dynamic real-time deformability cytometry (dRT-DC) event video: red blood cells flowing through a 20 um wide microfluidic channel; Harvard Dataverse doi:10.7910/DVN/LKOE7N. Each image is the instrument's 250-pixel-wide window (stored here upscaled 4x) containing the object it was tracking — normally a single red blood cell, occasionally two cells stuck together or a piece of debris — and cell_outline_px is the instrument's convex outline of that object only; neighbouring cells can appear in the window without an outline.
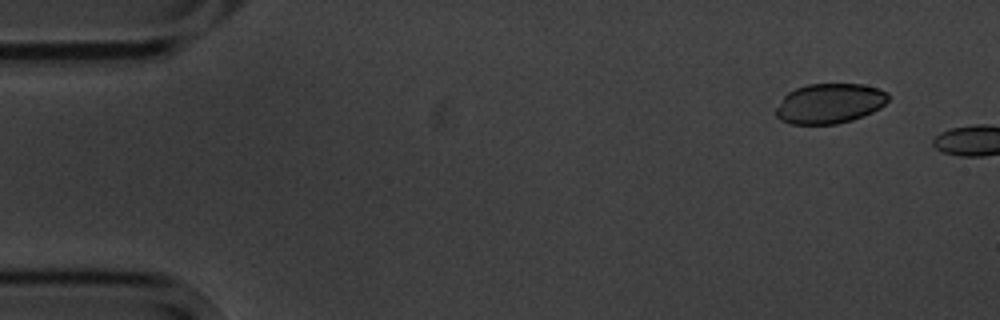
{"species": "common noctule bat (a hibernating species)", "species_latin": "Nyctalus noctula", "temperature_condition": "cold", "stored_images_in_passage": 6, "camera_frame_rate_fps": 3000, "um_per_image_px": 0.085, "animal": {"sex": "male", "body_mass_g": 20.1, "forearm_length_mm": 53.5}, "frame": {"image": 1, "passage_image": 6, "time_ms": 6.667, "image_size_px": [1000, 320], "cell_outline_px": [[892, 96], [880, 108], [872, 112], [852, 120], [836, 124], [792, 124], [780, 120], [776, 116], [776, 108], [784, 96], [788, 92], [796, 88], [808, 84], [860, 84], [876, 88], [888, 92]], "centroid_in_image_um": [70.53, 8.8], "position_along_channel_um": 14.5, "area_um2": 26.18}}